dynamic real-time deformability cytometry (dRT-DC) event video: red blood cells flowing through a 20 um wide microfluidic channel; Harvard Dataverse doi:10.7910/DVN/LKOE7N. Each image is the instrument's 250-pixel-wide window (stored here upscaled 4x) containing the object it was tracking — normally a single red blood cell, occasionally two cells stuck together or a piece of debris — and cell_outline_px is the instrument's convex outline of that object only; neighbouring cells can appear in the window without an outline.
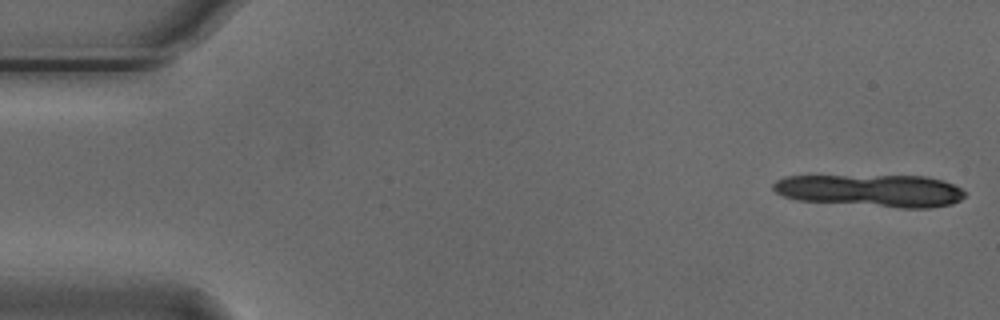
{"species": "Egyptian fruit bat (a non-hibernating species)", "species_latin": "Rousettus aegyptiacus", "temperature_condition": "cold", "stored_images_in_passage": 10, "camera_frame_rate_fps": 3000, "um_per_image_px": 0.085, "animal": {"sex": "male"}, "frame": {"image": 1, "passage_image": 1, "time_ms": 0.0, "image_size_px": [1000, 320], "cell_outline_px": [[968, 192], [960, 200], [952, 204], [928, 208], [900, 208], [800, 200], [784, 196], [776, 192], [772, 188], [772, 184], [776, 180], [784, 176], [924, 176], [940, 180], [952, 184]], "centroid_in_image_um": [74.06, 16.2], "position_along_channel_um": 10.9, "area_um2": 36.13}}